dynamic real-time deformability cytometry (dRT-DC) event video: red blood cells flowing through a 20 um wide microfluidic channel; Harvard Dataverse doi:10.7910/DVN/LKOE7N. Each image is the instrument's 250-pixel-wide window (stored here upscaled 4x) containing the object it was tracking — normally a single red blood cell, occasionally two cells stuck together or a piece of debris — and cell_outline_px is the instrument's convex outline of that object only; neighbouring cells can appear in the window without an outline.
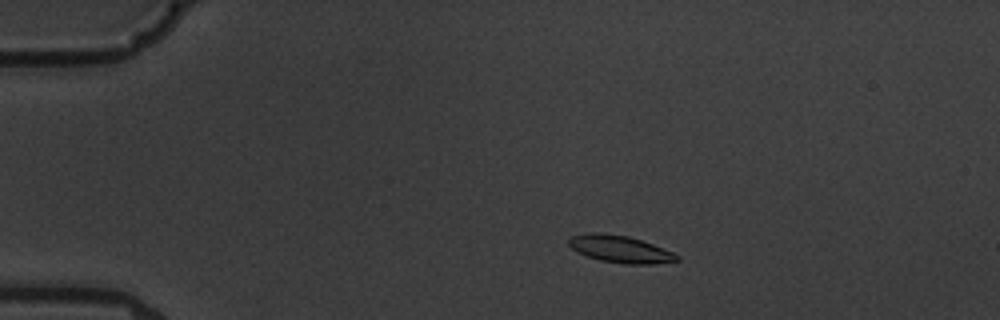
{"species": "common noctule bat (a hibernating species)", "species_latin": "Nyctalus noctula", "temperature_condition": "warm", "stored_images_in_passage": 6, "camera_frame_rate_fps": 3000, "um_per_image_px": 0.085, "animal": {"sex": "male", "body_mass_g": 19.5, "forearm_length_mm": 54.6}, "frame": {"image": 1, "passage_image": 3, "time_ms": 2.333, "image_size_px": [1000, 320], "cell_outline_px": [[680, 260], [652, 264], [624, 264], [600, 260], [576, 252], [568, 244], [568, 236], [588, 232], [600, 232], [628, 236], [652, 244], [672, 252], [680, 256]], "centroid_in_image_um": [52.66, 21.16], "position_along_channel_um": 32.3, "area_um2": 17.17}}
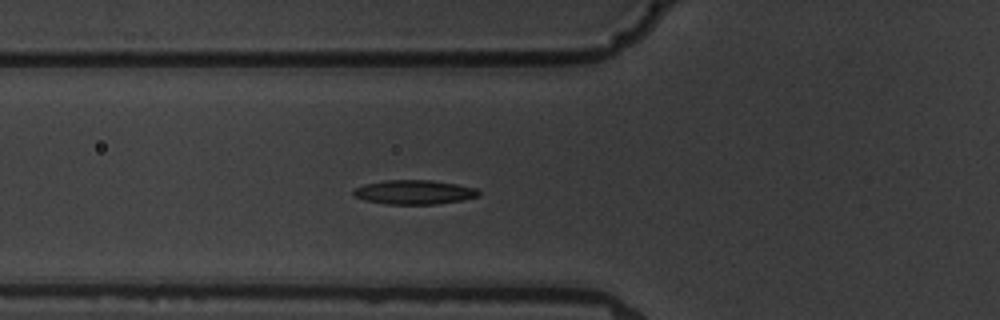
{"frame": {"image": 2, "passage_image": 6, "time_ms": 5.667, "image_size_px": [1000, 320], "cell_outline_px": [[480, 196], [464, 200], [436, 204], [384, 204], [364, 200], [356, 196], [352, 192], [352, 188], [364, 184], [384, 180], [432, 180], [456, 184], [476, 188], [480, 192]], "centroid_in_image_um": [35.2, 16.33], "position_along_channel_um": 90.6, "area_um2": 17.86}}